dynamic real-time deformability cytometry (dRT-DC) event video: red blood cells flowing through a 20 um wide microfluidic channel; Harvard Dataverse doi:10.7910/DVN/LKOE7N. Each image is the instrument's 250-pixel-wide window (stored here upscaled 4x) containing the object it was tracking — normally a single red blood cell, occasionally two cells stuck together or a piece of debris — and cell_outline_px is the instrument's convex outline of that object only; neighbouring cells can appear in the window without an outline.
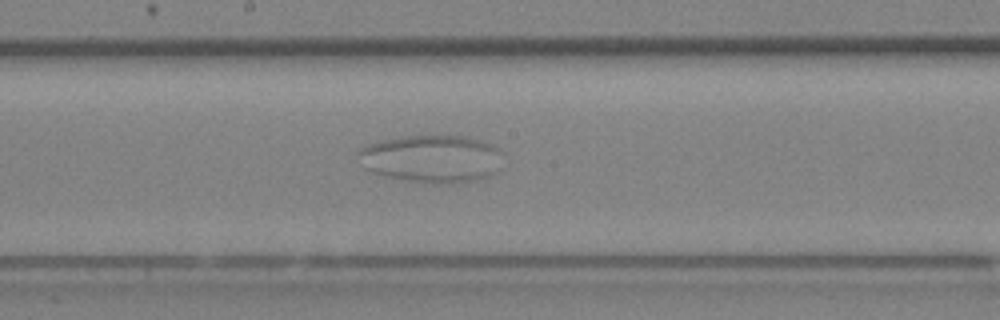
{"species": "Egyptian fruit bat (a non-hibernating species)", "species_latin": "Rousettus aegyptiacus", "temperature_condition": "room temperature", "stored_images_in_passage": 34, "camera_frame_rate_fps": 3000, "um_per_image_px": 0.085, "animal": {"sex": "female"}, "frame": {"image": 1, "passage_image": 17, "time_ms": 5.333, "image_size_px": [1000, 320], "cell_outline_px": [[500, 152], [496, 172], [488, 176], [456, 184], [436, 184], [384, 176], [372, 172], [368, 168], [360, 152], [360, 148], [368, 144], [384, 140], [404, 136], [464, 136], [480, 140], [496, 148]], "centroid_in_image_um": [36.72, 13.5], "position_along_channel_um": 211.5, "area_um2": 39.13}}